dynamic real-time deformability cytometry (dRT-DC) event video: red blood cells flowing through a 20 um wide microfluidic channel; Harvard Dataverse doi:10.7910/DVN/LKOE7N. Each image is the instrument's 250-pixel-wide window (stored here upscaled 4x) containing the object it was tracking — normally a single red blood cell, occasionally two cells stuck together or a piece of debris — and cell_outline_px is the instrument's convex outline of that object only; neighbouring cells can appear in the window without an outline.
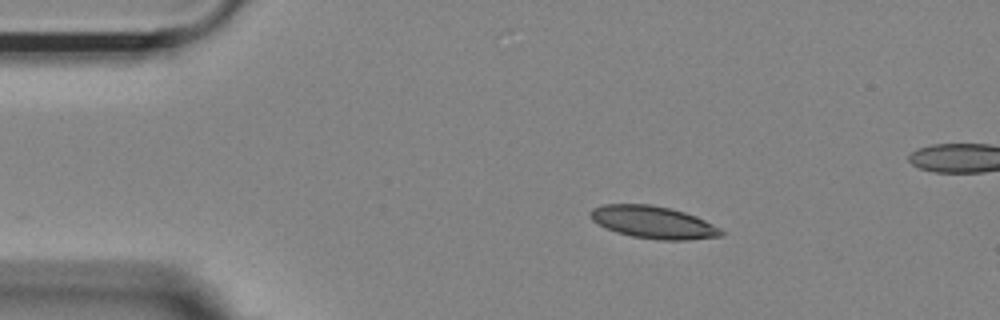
{"species": "Egyptian fruit bat (a non-hibernating species)", "species_latin": "Rousettus aegyptiacus", "temperature_condition": "room temperature", "stored_images_in_passage": 7, "camera_frame_rate_fps": 3000, "um_per_image_px": 0.085, "animal": {"sex": "female"}, "frame": {"image": 1, "passage_image": 1, "time_ms": 0.0, "image_size_px": [1000, 320], "cell_outline_px": [[724, 236], [688, 240], [660, 240], [632, 236], [616, 232], [592, 220], [588, 212], [592, 208], [604, 204], [652, 204], [672, 208], [696, 216], [720, 228], [724, 232]], "centroid_in_image_um": [55.54, 18.89], "position_along_channel_um": 29.5, "area_um2": 24.74}}